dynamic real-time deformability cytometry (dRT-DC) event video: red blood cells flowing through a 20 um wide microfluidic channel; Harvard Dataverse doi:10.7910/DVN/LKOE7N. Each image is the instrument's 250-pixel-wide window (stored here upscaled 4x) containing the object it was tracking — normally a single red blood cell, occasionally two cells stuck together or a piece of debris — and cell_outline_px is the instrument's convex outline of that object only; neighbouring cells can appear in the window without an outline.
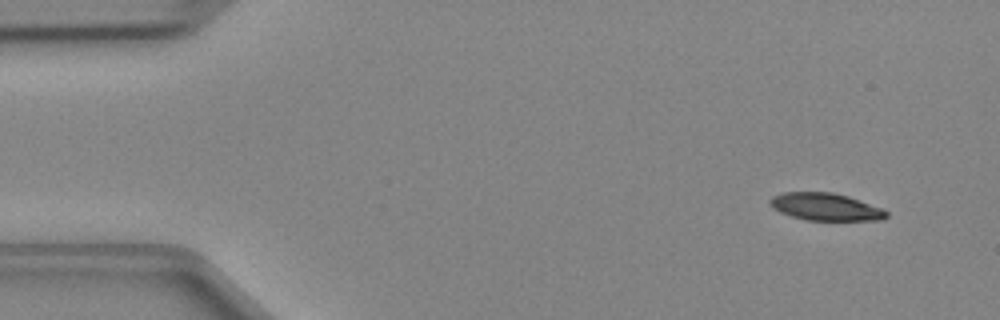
{"species": "Egyptian fruit bat (a non-hibernating species)", "species_latin": "Rousettus aegyptiacus", "temperature_condition": "cold", "stored_images_in_passage": 45, "camera_frame_rate_fps": 3000, "um_per_image_px": 0.085, "animal": {"sex": "female"}, "frame": {"image": 1, "passage_image": 1, "time_ms": 0.0, "image_size_px": [1000, 320], "cell_outline_px": [[888, 216], [880, 220], [808, 220], [792, 216], [780, 212], [768, 200], [772, 196], [784, 192], [832, 192], [848, 196], [880, 208], [888, 212]], "centroid_in_image_um": [70.17, 17.57], "position_along_channel_um": 14.8, "area_um2": 18.26}}
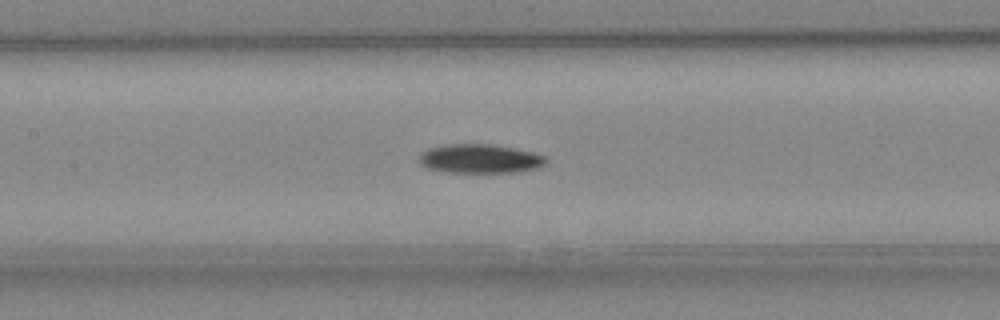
{"frame": {"image": 2, "passage_image": 19, "time_ms": 6.0, "image_size_px": [1000, 320], "cell_outline_px": [[548, 160], [544, 164], [536, 168], [520, 172], [448, 172], [428, 168], [420, 164], [420, 152], [428, 148], [444, 144], [492, 144], [516, 148], [532, 152], [544, 156]], "centroid_in_image_um": [40.79, 13.48], "position_along_channel_um": 166.6, "area_um2": 21.5}}
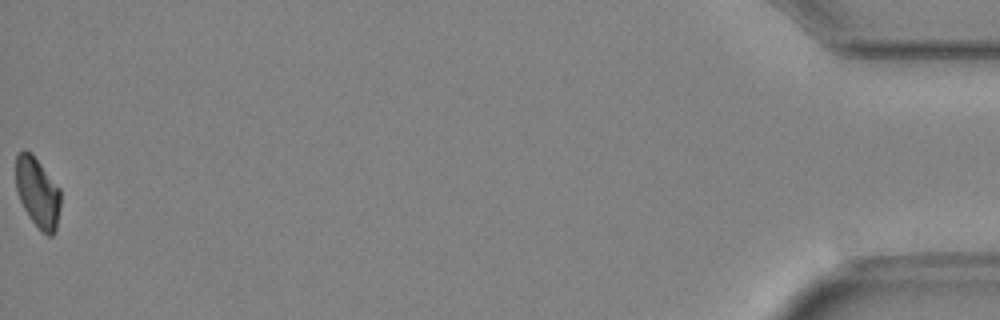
{"frame": {"image": 3, "passage_image": 45, "time_ms": 14.667, "image_size_px": [1000, 320], "cell_outline_px": [[60, 208], [56, 232], [52, 236], [48, 236], [32, 220], [24, 208], [20, 200], [16, 188], [16, 156], [24, 148], [40, 164], [60, 188]], "centroid_in_image_um": [3.21, 16.39], "position_along_channel_um": 432.0, "area_um2": 17.92}}